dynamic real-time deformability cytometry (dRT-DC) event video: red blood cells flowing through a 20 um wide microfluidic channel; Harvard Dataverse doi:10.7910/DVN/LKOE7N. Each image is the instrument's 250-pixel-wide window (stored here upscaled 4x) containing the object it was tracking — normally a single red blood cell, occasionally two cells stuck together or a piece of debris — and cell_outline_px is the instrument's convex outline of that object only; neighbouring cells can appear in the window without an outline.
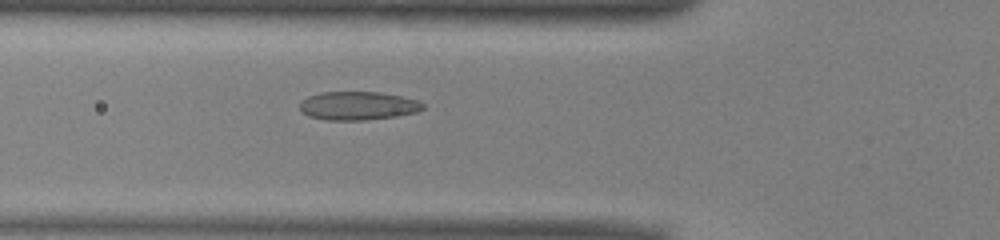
{"species": "common noctule bat (a hibernating species)", "species_latin": "Nyctalus noctula", "temperature_condition": "warm", "stored_images_in_passage": 43, "camera_frame_rate_fps": 3000, "um_per_image_px": 0.085, "animal": {"sex": "male", "body_mass_g": 13.0, "forearm_length_mm": 53.1}, "frame": {"image": 1, "passage_image": 18, "time_ms": 5.667, "image_size_px": [1000, 240], "cell_outline_px": [[424, 108], [416, 112], [400, 116], [364, 120], [324, 120], [308, 116], [300, 112], [300, 100], [308, 96], [320, 92], [380, 92], [400, 96], [416, 100], [424, 104]], "centroid_in_image_um": [30.38, 8.99], "position_along_channel_um": 95.4, "area_um2": 20.63}}
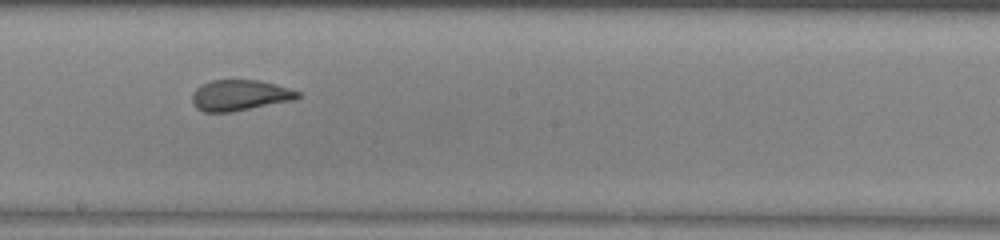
{"frame": {"image": 2, "passage_image": 28, "time_ms": 9.0, "image_size_px": [1000, 240], "cell_outline_px": [[300, 96], [296, 100], [232, 112], [204, 112], [196, 108], [192, 104], [192, 92], [196, 88], [212, 80], [260, 80], [276, 84], [300, 92]], "centroid_in_image_um": [20.39, 8.11], "position_along_channel_um": 227.8, "area_um2": 19.13}}
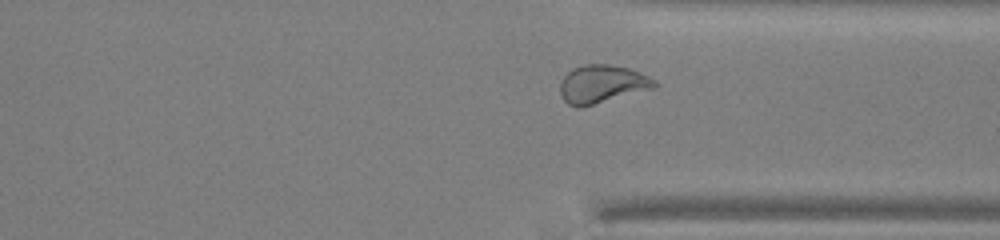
{"frame": {"image": 3, "passage_image": 38, "time_ms": 12.333, "image_size_px": [1000, 240], "cell_outline_px": [[660, 84], [656, 88], [580, 108], [576, 108], [568, 104], [564, 100], [560, 92], [560, 80], [572, 68], [584, 64], [608, 64], [628, 68], [640, 72], [656, 80]], "centroid_in_image_um": [51.19, 7.15], "position_along_channel_um": 360.2, "area_um2": 21.27}, "authors_computed_cell_mechanics": {"area_um2": 21.1548, "velocity_mm_per_s": 3.9778, "shape_relaxation_time_tau1_ms": 7.555, "shape_relaxation_time_tau2_ms": 1.103, "deformation_change_tau1": 0.1923, "deformation_change_tau2": 0.0628}}